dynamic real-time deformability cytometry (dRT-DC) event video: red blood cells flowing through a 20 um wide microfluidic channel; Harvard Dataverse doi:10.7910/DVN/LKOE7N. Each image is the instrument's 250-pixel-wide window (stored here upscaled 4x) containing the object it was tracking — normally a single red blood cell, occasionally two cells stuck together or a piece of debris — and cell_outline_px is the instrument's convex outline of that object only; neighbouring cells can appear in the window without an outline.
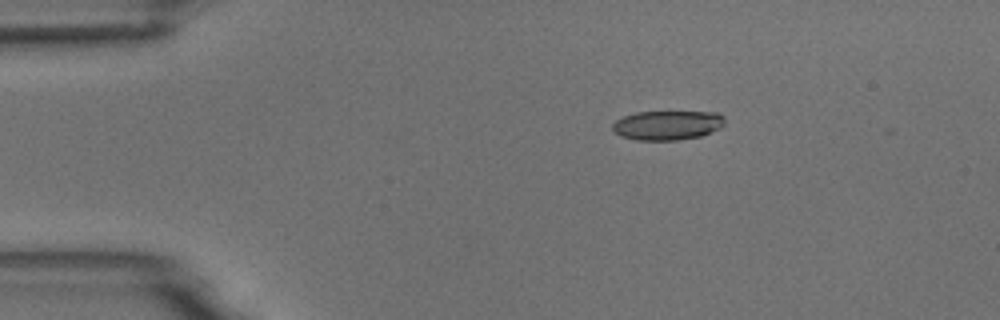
{"species": "common noctule bat (a hibernating species)", "species_latin": "Nyctalus noctula", "temperature_condition": "room temperature", "stored_images_in_passage": 3, "camera_frame_rate_fps": 3000, "um_per_image_px": 0.085, "animal": {"sex": "male", "body_mass_g": 18.8}, "frame": {"image": 1, "passage_image": 1, "time_ms": 0.0, "image_size_px": [1000, 320], "cell_outline_px": [[724, 124], [720, 128], [700, 136], [676, 140], [636, 140], [620, 136], [612, 132], [612, 124], [616, 120], [624, 116], [636, 112], [716, 112], [724, 116]], "centroid_in_image_um": [56.69, 10.64], "position_along_channel_um": 28.3, "area_um2": 19.25}}
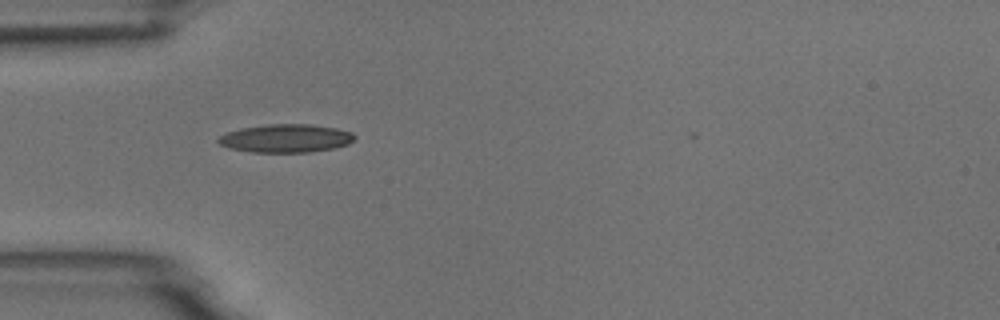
{"frame": {"image": 2, "passage_image": 3, "time_ms": 2.333, "image_size_px": [1000, 320], "cell_outline_px": [[356, 136], [348, 144], [332, 148], [308, 152], [252, 152], [228, 148], [220, 144], [216, 140], [220, 136], [228, 132], [240, 128], [268, 124], [312, 124], [336, 128], [352, 132]], "centroid_in_image_um": [24.28, 11.75], "position_along_channel_um": 60.7, "area_um2": 22.37}}